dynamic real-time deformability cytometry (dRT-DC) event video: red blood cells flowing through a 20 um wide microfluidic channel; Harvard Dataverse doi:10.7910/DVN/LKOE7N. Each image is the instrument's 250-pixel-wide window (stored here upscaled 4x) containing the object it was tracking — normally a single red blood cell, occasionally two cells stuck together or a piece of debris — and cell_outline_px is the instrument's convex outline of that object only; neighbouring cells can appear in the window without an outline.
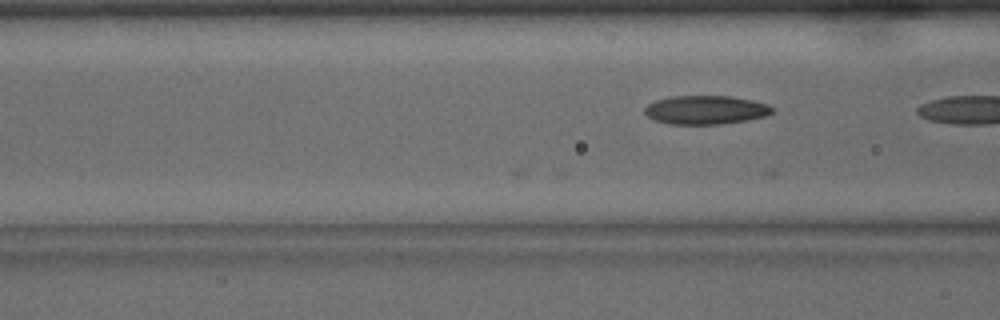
{"species": "common noctule bat (a hibernating species)", "species_latin": "Nyctalus noctula", "temperature_condition": "warm", "stored_images_in_passage": 5, "camera_frame_rate_fps": 3000, "um_per_image_px": 0.085, "animal": {"sex": "male", "body_mass_g": 15.6}, "frame": {"image": 1, "passage_image": 5, "time_ms": 1.333, "image_size_px": [1000, 320], "cell_outline_px": [[772, 112], [764, 116], [748, 120], [720, 124], [668, 124], [656, 120], [648, 116], [644, 112], [644, 108], [648, 104], [656, 100], [672, 96], [732, 96], [752, 100], [768, 104], [772, 108]], "centroid_in_image_um": [59.97, 9.34], "position_along_channel_um": 106.6, "area_um2": 21.27}}